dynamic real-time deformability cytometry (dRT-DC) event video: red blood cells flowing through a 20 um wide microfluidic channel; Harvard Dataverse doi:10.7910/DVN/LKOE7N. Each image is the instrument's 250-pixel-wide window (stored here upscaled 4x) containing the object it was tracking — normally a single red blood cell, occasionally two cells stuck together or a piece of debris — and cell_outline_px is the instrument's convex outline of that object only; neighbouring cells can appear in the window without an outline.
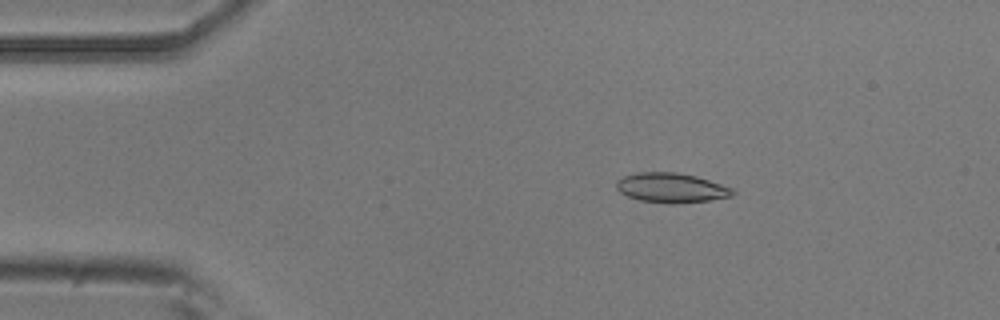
{"species": "common noctule bat (a hibernating species)", "species_latin": "Nyctalus noctula", "temperature_condition": "room temperature", "stored_images_in_passage": 52, "camera_frame_rate_fps": 3000, "um_per_image_px": 0.085, "animal": {"sex": "male", "body_mass_g": 20.5, "forearm_length_mm": 52.5}, "frame": {"image": 1, "passage_image": 8, "time_ms": 2.333, "image_size_px": [1000, 320], "cell_outline_px": [[736, 192], [732, 196], [708, 200], [672, 204], [640, 200], [628, 196], [620, 192], [616, 188], [616, 180], [624, 176], [636, 172], [676, 172], [696, 176], [732, 188]], "centroid_in_image_um": [57.03, 15.96], "position_along_channel_um": 28.0, "area_um2": 20.0}}
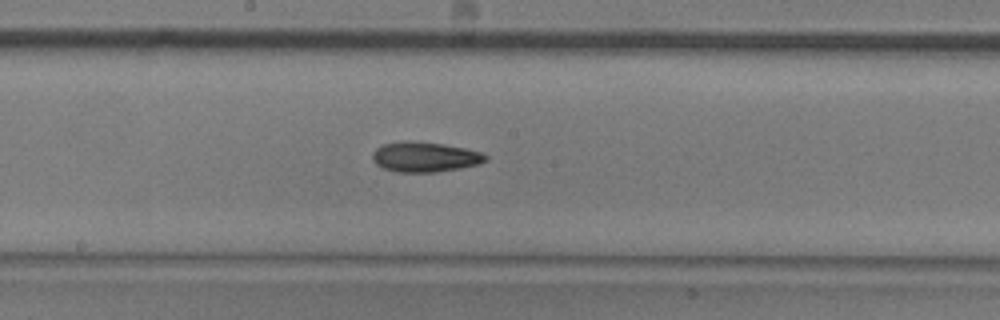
{"frame": {"image": 2, "passage_image": 27, "time_ms": 8.667, "image_size_px": [1000, 320], "cell_outline_px": [[488, 160], [480, 164], [460, 168], [436, 172], [396, 172], [384, 168], [376, 164], [372, 160], [372, 152], [376, 148], [384, 144], [404, 140], [408, 140], [444, 144], [484, 152], [488, 156]], "centroid_in_image_um": [36.13, 13.33], "position_along_channel_um": 212.1, "area_um2": 20.06}}
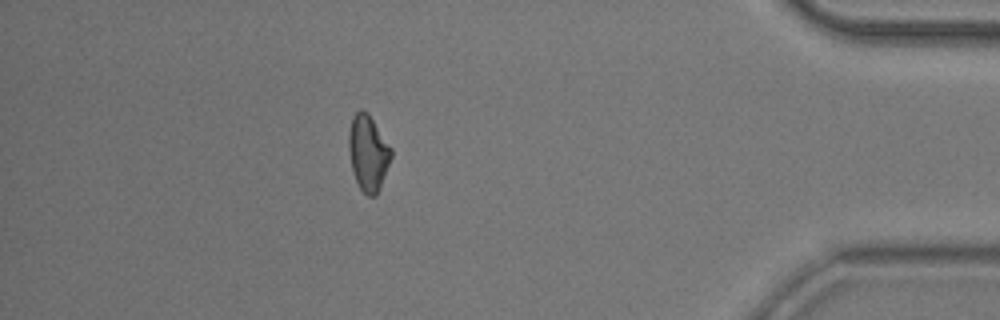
{"frame": {"image": 3, "passage_image": 46, "time_ms": 15.0, "image_size_px": [1000, 320], "cell_outline_px": [[392, 156], [380, 188], [376, 196], [368, 196], [360, 188], [356, 180], [352, 168], [348, 148], [348, 132], [352, 116], [360, 108], [368, 112], [392, 148]], "centroid_in_image_um": [31.29, 12.96], "position_along_channel_um": 403.9, "area_um2": 18.84}, "authors_computed_cell_mechanics": {"area_um2": 19.0451, "velocity_mm_per_s": 3.7573, "shape_relaxation_time_tau1_ms": 7.1996, "shape_relaxation_time_tau2_ms": 7.4721, "deformation_change_tau1": 0.1668, "deformation_change_tau2": 0.1512}}